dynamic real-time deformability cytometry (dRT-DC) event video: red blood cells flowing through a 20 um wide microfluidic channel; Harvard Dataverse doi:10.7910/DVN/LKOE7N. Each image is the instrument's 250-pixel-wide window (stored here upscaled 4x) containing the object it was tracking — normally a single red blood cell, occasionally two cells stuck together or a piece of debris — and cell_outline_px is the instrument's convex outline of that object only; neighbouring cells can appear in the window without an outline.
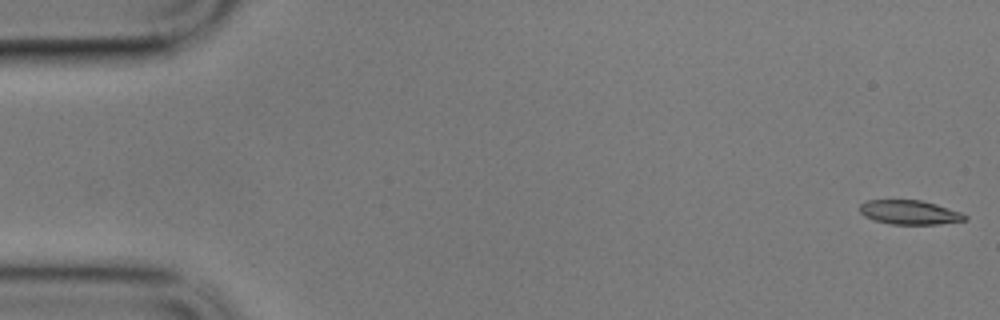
{"species": "common noctule bat (a hibernating species)", "species_latin": "Nyctalus noctula", "temperature_condition": "cold", "stored_images_in_passage": 15, "camera_frame_rate_fps": 3000, "um_per_image_px": 0.085, "animal": {"sex": "male", "body_mass_g": 17.9}, "frame": {"image": 1, "passage_image": 1, "time_ms": 0.0, "image_size_px": [1000, 320], "cell_outline_px": [[968, 220], [940, 224], [892, 224], [872, 220], [864, 216], [860, 212], [860, 204], [868, 200], [920, 200], [936, 204], [960, 212], [968, 216]], "centroid_in_image_um": [77.32, 18.05], "position_along_channel_um": 7.7, "area_um2": 14.85}}
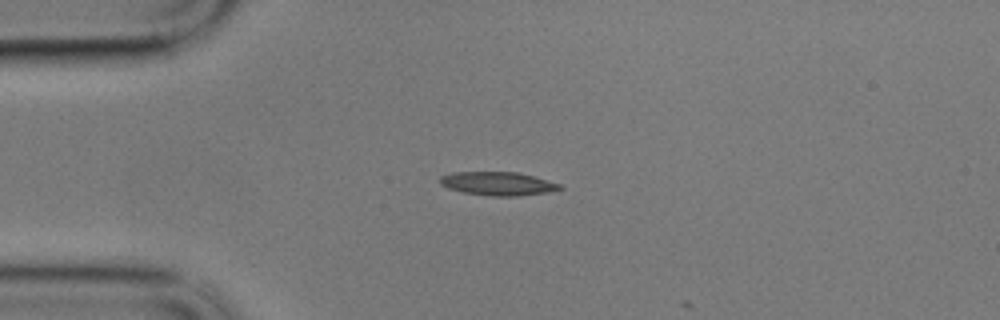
{"frame": {"image": 2, "passage_image": 14, "time_ms": 4.333, "image_size_px": [1000, 320], "cell_outline_px": [[564, 188], [548, 192], [516, 196], [492, 196], [464, 192], [448, 188], [440, 184], [440, 176], [452, 172], [516, 172], [532, 176], [560, 184]], "centroid_in_image_um": [42.3, 15.6], "position_along_channel_um": 42.7, "area_um2": 16.24}}